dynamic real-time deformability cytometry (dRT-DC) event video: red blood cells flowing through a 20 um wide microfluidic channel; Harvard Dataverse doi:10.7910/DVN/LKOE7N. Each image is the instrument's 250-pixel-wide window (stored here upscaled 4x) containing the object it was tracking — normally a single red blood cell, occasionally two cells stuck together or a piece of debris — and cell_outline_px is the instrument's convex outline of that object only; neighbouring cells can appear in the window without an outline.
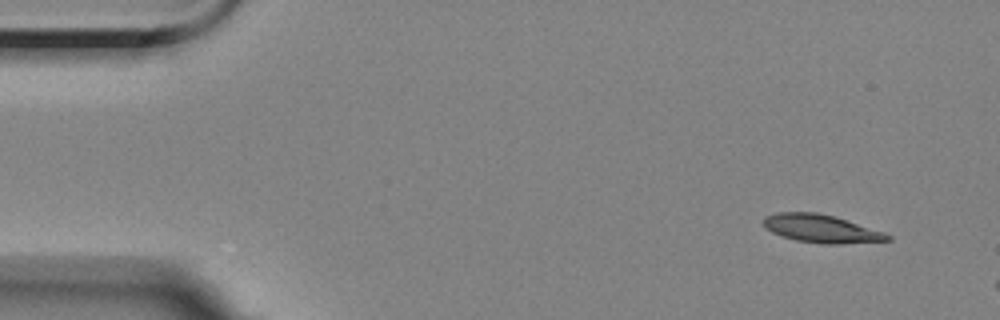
{"species": "Egyptian fruit bat (a non-hibernating species)", "species_latin": "Rousettus aegyptiacus", "temperature_condition": "room temperature", "stored_images_in_passage": 3, "camera_frame_rate_fps": 3000, "um_per_image_px": 0.085, "animal": {"sex": "female"}, "frame": {"image": 1, "passage_image": 1, "time_ms": 0.0, "image_size_px": [1000, 320], "cell_outline_px": [[892, 240], [840, 244], [824, 244], [796, 240], [772, 232], [764, 228], [764, 216], [776, 212], [816, 212], [832, 216], [884, 232], [892, 236]], "centroid_in_image_um": [69.78, 19.43], "position_along_channel_um": 15.2, "area_um2": 20.06}}